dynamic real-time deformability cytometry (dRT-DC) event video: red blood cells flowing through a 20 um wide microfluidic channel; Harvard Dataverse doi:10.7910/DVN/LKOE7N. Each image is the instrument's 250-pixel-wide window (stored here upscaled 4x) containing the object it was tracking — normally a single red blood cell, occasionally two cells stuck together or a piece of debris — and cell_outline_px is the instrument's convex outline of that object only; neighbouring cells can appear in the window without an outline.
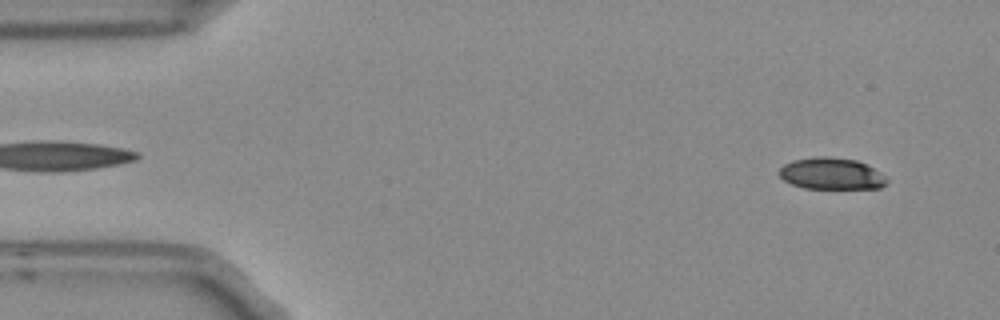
{"species": "Egyptian fruit bat (a non-hibernating species)", "species_latin": "Rousettus aegyptiacus", "temperature_condition": "room temperature", "stored_images_in_passage": 4, "camera_frame_rate_fps": 3000, "um_per_image_px": 0.085, "frame": {"image": 1, "passage_image": 4, "time_ms": 1.0, "image_size_px": [1000, 320], "cell_outline_px": [[888, 180], [880, 188], [804, 188], [792, 184], [784, 180], [780, 176], [780, 168], [784, 164], [792, 160], [820, 156], [824, 156], [856, 160], [872, 168], [884, 176]], "centroid_in_image_um": [70.63, 14.76], "position_along_channel_um": 14.4, "area_um2": 19.48}}